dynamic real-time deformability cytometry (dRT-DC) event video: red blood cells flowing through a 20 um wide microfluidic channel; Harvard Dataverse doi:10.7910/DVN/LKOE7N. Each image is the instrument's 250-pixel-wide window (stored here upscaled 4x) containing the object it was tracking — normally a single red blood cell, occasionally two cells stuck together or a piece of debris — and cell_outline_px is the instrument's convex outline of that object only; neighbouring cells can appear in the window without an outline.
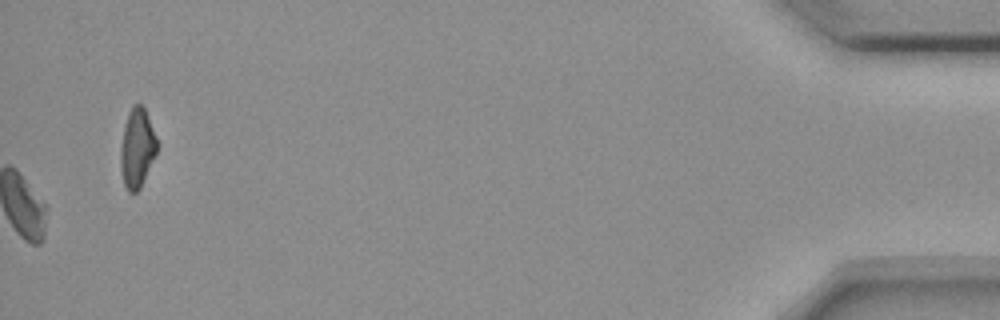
{"species": "common noctule bat (a hibernating species)", "species_latin": "Nyctalus noctula", "temperature_condition": "room temperature", "stored_images_in_passage": 42, "camera_frame_rate_fps": 3000, "um_per_image_px": 0.085, "animal": {"sex": "female", "body_mass_g": 18.4}, "frame": {"image": 1, "passage_image": 42, "time_ms": 13.667, "image_size_px": [1000, 320], "cell_outline_px": [[156, 152], [140, 188], [136, 192], [128, 192], [124, 184], [120, 168], [120, 148], [124, 124], [128, 112], [132, 104], [140, 104], [144, 108], [156, 140]], "centroid_in_image_um": [11.6, 12.59], "position_along_channel_um": 423.6, "area_um2": 16.47}, "authors_computed_cell_mechanics": {"area_um2": 17.9469, "velocity_mm_per_s": 3.6102, "shape_relaxation_time_tau1_ms": 9.3485, "shape_relaxation_time_tau2_ms": null, "deformation_change_tau1": 0.1357, "deformation_change_tau2": null}}